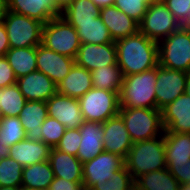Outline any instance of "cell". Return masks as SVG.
Wrapping results in <instances>:
<instances>
[{
  "label": "cell",
  "instance_id": "obj_32",
  "mask_svg": "<svg viewBox=\"0 0 190 190\" xmlns=\"http://www.w3.org/2000/svg\"><path fill=\"white\" fill-rule=\"evenodd\" d=\"M101 9L91 0H74L66 9L61 12V16L67 22L94 21L100 16Z\"/></svg>",
  "mask_w": 190,
  "mask_h": 190
},
{
  "label": "cell",
  "instance_id": "obj_10",
  "mask_svg": "<svg viewBox=\"0 0 190 190\" xmlns=\"http://www.w3.org/2000/svg\"><path fill=\"white\" fill-rule=\"evenodd\" d=\"M125 166V159L111 152L103 151L83 164V186L89 190L95 183H104L114 172Z\"/></svg>",
  "mask_w": 190,
  "mask_h": 190
},
{
  "label": "cell",
  "instance_id": "obj_6",
  "mask_svg": "<svg viewBox=\"0 0 190 190\" xmlns=\"http://www.w3.org/2000/svg\"><path fill=\"white\" fill-rule=\"evenodd\" d=\"M42 45L54 52L76 59L81 43L76 29L59 16L43 25Z\"/></svg>",
  "mask_w": 190,
  "mask_h": 190
},
{
  "label": "cell",
  "instance_id": "obj_42",
  "mask_svg": "<svg viewBox=\"0 0 190 190\" xmlns=\"http://www.w3.org/2000/svg\"><path fill=\"white\" fill-rule=\"evenodd\" d=\"M48 190H85L83 181H68L64 178L54 177Z\"/></svg>",
  "mask_w": 190,
  "mask_h": 190
},
{
  "label": "cell",
  "instance_id": "obj_40",
  "mask_svg": "<svg viewBox=\"0 0 190 190\" xmlns=\"http://www.w3.org/2000/svg\"><path fill=\"white\" fill-rule=\"evenodd\" d=\"M16 76L5 56H0V88L16 84Z\"/></svg>",
  "mask_w": 190,
  "mask_h": 190
},
{
  "label": "cell",
  "instance_id": "obj_54",
  "mask_svg": "<svg viewBox=\"0 0 190 190\" xmlns=\"http://www.w3.org/2000/svg\"><path fill=\"white\" fill-rule=\"evenodd\" d=\"M148 6H150L153 2H156L158 0H143Z\"/></svg>",
  "mask_w": 190,
  "mask_h": 190
},
{
  "label": "cell",
  "instance_id": "obj_14",
  "mask_svg": "<svg viewBox=\"0 0 190 190\" xmlns=\"http://www.w3.org/2000/svg\"><path fill=\"white\" fill-rule=\"evenodd\" d=\"M75 63L90 72L108 65H117L115 43L81 44Z\"/></svg>",
  "mask_w": 190,
  "mask_h": 190
},
{
  "label": "cell",
  "instance_id": "obj_19",
  "mask_svg": "<svg viewBox=\"0 0 190 190\" xmlns=\"http://www.w3.org/2000/svg\"><path fill=\"white\" fill-rule=\"evenodd\" d=\"M100 17L114 42L134 35L139 31V23L127 16L115 5L102 8Z\"/></svg>",
  "mask_w": 190,
  "mask_h": 190
},
{
  "label": "cell",
  "instance_id": "obj_7",
  "mask_svg": "<svg viewBox=\"0 0 190 190\" xmlns=\"http://www.w3.org/2000/svg\"><path fill=\"white\" fill-rule=\"evenodd\" d=\"M10 48L37 47L42 44L43 23L25 15L6 10L2 19Z\"/></svg>",
  "mask_w": 190,
  "mask_h": 190
},
{
  "label": "cell",
  "instance_id": "obj_1",
  "mask_svg": "<svg viewBox=\"0 0 190 190\" xmlns=\"http://www.w3.org/2000/svg\"><path fill=\"white\" fill-rule=\"evenodd\" d=\"M114 43L117 64L123 76L141 73L158 66V43L140 31Z\"/></svg>",
  "mask_w": 190,
  "mask_h": 190
},
{
  "label": "cell",
  "instance_id": "obj_5",
  "mask_svg": "<svg viewBox=\"0 0 190 190\" xmlns=\"http://www.w3.org/2000/svg\"><path fill=\"white\" fill-rule=\"evenodd\" d=\"M158 65L190 71V30L180 27L158 43Z\"/></svg>",
  "mask_w": 190,
  "mask_h": 190
},
{
  "label": "cell",
  "instance_id": "obj_30",
  "mask_svg": "<svg viewBox=\"0 0 190 190\" xmlns=\"http://www.w3.org/2000/svg\"><path fill=\"white\" fill-rule=\"evenodd\" d=\"M92 86L94 88L120 92L123 74L117 65H108L91 71Z\"/></svg>",
  "mask_w": 190,
  "mask_h": 190
},
{
  "label": "cell",
  "instance_id": "obj_33",
  "mask_svg": "<svg viewBox=\"0 0 190 190\" xmlns=\"http://www.w3.org/2000/svg\"><path fill=\"white\" fill-rule=\"evenodd\" d=\"M24 127L19 117H1L0 122V141L6 146L12 145L26 139Z\"/></svg>",
  "mask_w": 190,
  "mask_h": 190
},
{
  "label": "cell",
  "instance_id": "obj_3",
  "mask_svg": "<svg viewBox=\"0 0 190 190\" xmlns=\"http://www.w3.org/2000/svg\"><path fill=\"white\" fill-rule=\"evenodd\" d=\"M157 67L129 76H123L119 92L120 107L157 108L155 84Z\"/></svg>",
  "mask_w": 190,
  "mask_h": 190
},
{
  "label": "cell",
  "instance_id": "obj_21",
  "mask_svg": "<svg viewBox=\"0 0 190 190\" xmlns=\"http://www.w3.org/2000/svg\"><path fill=\"white\" fill-rule=\"evenodd\" d=\"M51 147L43 141L24 139L10 147L8 157L23 167L48 161Z\"/></svg>",
  "mask_w": 190,
  "mask_h": 190
},
{
  "label": "cell",
  "instance_id": "obj_43",
  "mask_svg": "<svg viewBox=\"0 0 190 190\" xmlns=\"http://www.w3.org/2000/svg\"><path fill=\"white\" fill-rule=\"evenodd\" d=\"M10 49L7 31L3 22H0V56H5Z\"/></svg>",
  "mask_w": 190,
  "mask_h": 190
},
{
  "label": "cell",
  "instance_id": "obj_23",
  "mask_svg": "<svg viewBox=\"0 0 190 190\" xmlns=\"http://www.w3.org/2000/svg\"><path fill=\"white\" fill-rule=\"evenodd\" d=\"M54 177L68 181H83V164L77 158L55 147L51 148L49 159Z\"/></svg>",
  "mask_w": 190,
  "mask_h": 190
},
{
  "label": "cell",
  "instance_id": "obj_13",
  "mask_svg": "<svg viewBox=\"0 0 190 190\" xmlns=\"http://www.w3.org/2000/svg\"><path fill=\"white\" fill-rule=\"evenodd\" d=\"M46 104L48 116L57 119L66 129H77L83 124L78 99L56 93Z\"/></svg>",
  "mask_w": 190,
  "mask_h": 190
},
{
  "label": "cell",
  "instance_id": "obj_20",
  "mask_svg": "<svg viewBox=\"0 0 190 190\" xmlns=\"http://www.w3.org/2000/svg\"><path fill=\"white\" fill-rule=\"evenodd\" d=\"M79 129L81 143L77 153V158L82 164H84L104 151L103 123L84 121Z\"/></svg>",
  "mask_w": 190,
  "mask_h": 190
},
{
  "label": "cell",
  "instance_id": "obj_28",
  "mask_svg": "<svg viewBox=\"0 0 190 190\" xmlns=\"http://www.w3.org/2000/svg\"><path fill=\"white\" fill-rule=\"evenodd\" d=\"M53 179L54 173L49 161H43L23 168L21 187L48 190Z\"/></svg>",
  "mask_w": 190,
  "mask_h": 190
},
{
  "label": "cell",
  "instance_id": "obj_25",
  "mask_svg": "<svg viewBox=\"0 0 190 190\" xmlns=\"http://www.w3.org/2000/svg\"><path fill=\"white\" fill-rule=\"evenodd\" d=\"M166 164H190V133L164 132Z\"/></svg>",
  "mask_w": 190,
  "mask_h": 190
},
{
  "label": "cell",
  "instance_id": "obj_11",
  "mask_svg": "<svg viewBox=\"0 0 190 190\" xmlns=\"http://www.w3.org/2000/svg\"><path fill=\"white\" fill-rule=\"evenodd\" d=\"M186 72L157 66L155 84L157 109L162 110L180 95L184 94Z\"/></svg>",
  "mask_w": 190,
  "mask_h": 190
},
{
  "label": "cell",
  "instance_id": "obj_26",
  "mask_svg": "<svg viewBox=\"0 0 190 190\" xmlns=\"http://www.w3.org/2000/svg\"><path fill=\"white\" fill-rule=\"evenodd\" d=\"M68 23L76 29L81 44L114 43L100 16L94 18V21Z\"/></svg>",
  "mask_w": 190,
  "mask_h": 190
},
{
  "label": "cell",
  "instance_id": "obj_39",
  "mask_svg": "<svg viewBox=\"0 0 190 190\" xmlns=\"http://www.w3.org/2000/svg\"><path fill=\"white\" fill-rule=\"evenodd\" d=\"M172 15L182 23L190 11V0H162Z\"/></svg>",
  "mask_w": 190,
  "mask_h": 190
},
{
  "label": "cell",
  "instance_id": "obj_45",
  "mask_svg": "<svg viewBox=\"0 0 190 190\" xmlns=\"http://www.w3.org/2000/svg\"><path fill=\"white\" fill-rule=\"evenodd\" d=\"M98 8L102 9L108 6H114L115 0H91Z\"/></svg>",
  "mask_w": 190,
  "mask_h": 190
},
{
  "label": "cell",
  "instance_id": "obj_18",
  "mask_svg": "<svg viewBox=\"0 0 190 190\" xmlns=\"http://www.w3.org/2000/svg\"><path fill=\"white\" fill-rule=\"evenodd\" d=\"M5 9L46 24L61 16L52 0H6Z\"/></svg>",
  "mask_w": 190,
  "mask_h": 190
},
{
  "label": "cell",
  "instance_id": "obj_46",
  "mask_svg": "<svg viewBox=\"0 0 190 190\" xmlns=\"http://www.w3.org/2000/svg\"><path fill=\"white\" fill-rule=\"evenodd\" d=\"M10 147L6 146V143L0 141V160L7 158L9 155Z\"/></svg>",
  "mask_w": 190,
  "mask_h": 190
},
{
  "label": "cell",
  "instance_id": "obj_22",
  "mask_svg": "<svg viewBox=\"0 0 190 190\" xmlns=\"http://www.w3.org/2000/svg\"><path fill=\"white\" fill-rule=\"evenodd\" d=\"M27 140L42 141L41 125L48 117L47 104L43 101H27L19 116Z\"/></svg>",
  "mask_w": 190,
  "mask_h": 190
},
{
  "label": "cell",
  "instance_id": "obj_35",
  "mask_svg": "<svg viewBox=\"0 0 190 190\" xmlns=\"http://www.w3.org/2000/svg\"><path fill=\"white\" fill-rule=\"evenodd\" d=\"M134 184L131 173L124 166L114 172L112 177L104 183H95L89 190H130Z\"/></svg>",
  "mask_w": 190,
  "mask_h": 190
},
{
  "label": "cell",
  "instance_id": "obj_52",
  "mask_svg": "<svg viewBox=\"0 0 190 190\" xmlns=\"http://www.w3.org/2000/svg\"><path fill=\"white\" fill-rule=\"evenodd\" d=\"M130 190H145V189L140 188V187L134 182V184L130 187Z\"/></svg>",
  "mask_w": 190,
  "mask_h": 190
},
{
  "label": "cell",
  "instance_id": "obj_16",
  "mask_svg": "<svg viewBox=\"0 0 190 190\" xmlns=\"http://www.w3.org/2000/svg\"><path fill=\"white\" fill-rule=\"evenodd\" d=\"M165 131L190 133V96L182 94L162 110Z\"/></svg>",
  "mask_w": 190,
  "mask_h": 190
},
{
  "label": "cell",
  "instance_id": "obj_47",
  "mask_svg": "<svg viewBox=\"0 0 190 190\" xmlns=\"http://www.w3.org/2000/svg\"><path fill=\"white\" fill-rule=\"evenodd\" d=\"M184 93L190 96V71L186 73V84Z\"/></svg>",
  "mask_w": 190,
  "mask_h": 190
},
{
  "label": "cell",
  "instance_id": "obj_49",
  "mask_svg": "<svg viewBox=\"0 0 190 190\" xmlns=\"http://www.w3.org/2000/svg\"><path fill=\"white\" fill-rule=\"evenodd\" d=\"M4 11H5V2L3 0H0V22L3 19Z\"/></svg>",
  "mask_w": 190,
  "mask_h": 190
},
{
  "label": "cell",
  "instance_id": "obj_17",
  "mask_svg": "<svg viewBox=\"0 0 190 190\" xmlns=\"http://www.w3.org/2000/svg\"><path fill=\"white\" fill-rule=\"evenodd\" d=\"M16 84L27 101L46 102L57 93V85L40 71L18 78Z\"/></svg>",
  "mask_w": 190,
  "mask_h": 190
},
{
  "label": "cell",
  "instance_id": "obj_44",
  "mask_svg": "<svg viewBox=\"0 0 190 190\" xmlns=\"http://www.w3.org/2000/svg\"><path fill=\"white\" fill-rule=\"evenodd\" d=\"M55 7L62 12L66 9L74 0H52Z\"/></svg>",
  "mask_w": 190,
  "mask_h": 190
},
{
  "label": "cell",
  "instance_id": "obj_8",
  "mask_svg": "<svg viewBox=\"0 0 190 190\" xmlns=\"http://www.w3.org/2000/svg\"><path fill=\"white\" fill-rule=\"evenodd\" d=\"M84 121L104 123L119 114V92L92 87L78 99Z\"/></svg>",
  "mask_w": 190,
  "mask_h": 190
},
{
  "label": "cell",
  "instance_id": "obj_41",
  "mask_svg": "<svg viewBox=\"0 0 190 190\" xmlns=\"http://www.w3.org/2000/svg\"><path fill=\"white\" fill-rule=\"evenodd\" d=\"M168 171L176 178L179 184H190V164H166Z\"/></svg>",
  "mask_w": 190,
  "mask_h": 190
},
{
  "label": "cell",
  "instance_id": "obj_38",
  "mask_svg": "<svg viewBox=\"0 0 190 190\" xmlns=\"http://www.w3.org/2000/svg\"><path fill=\"white\" fill-rule=\"evenodd\" d=\"M80 143V129H66L64 135L60 139V142L57 144L55 148L64 153L77 156Z\"/></svg>",
  "mask_w": 190,
  "mask_h": 190
},
{
  "label": "cell",
  "instance_id": "obj_53",
  "mask_svg": "<svg viewBox=\"0 0 190 190\" xmlns=\"http://www.w3.org/2000/svg\"><path fill=\"white\" fill-rule=\"evenodd\" d=\"M21 190H44V189L21 187Z\"/></svg>",
  "mask_w": 190,
  "mask_h": 190
},
{
  "label": "cell",
  "instance_id": "obj_51",
  "mask_svg": "<svg viewBox=\"0 0 190 190\" xmlns=\"http://www.w3.org/2000/svg\"><path fill=\"white\" fill-rule=\"evenodd\" d=\"M178 190H190V184H181Z\"/></svg>",
  "mask_w": 190,
  "mask_h": 190
},
{
  "label": "cell",
  "instance_id": "obj_50",
  "mask_svg": "<svg viewBox=\"0 0 190 190\" xmlns=\"http://www.w3.org/2000/svg\"><path fill=\"white\" fill-rule=\"evenodd\" d=\"M0 190H21V187L5 186V187H0Z\"/></svg>",
  "mask_w": 190,
  "mask_h": 190
},
{
  "label": "cell",
  "instance_id": "obj_29",
  "mask_svg": "<svg viewBox=\"0 0 190 190\" xmlns=\"http://www.w3.org/2000/svg\"><path fill=\"white\" fill-rule=\"evenodd\" d=\"M134 182L145 190H178L180 186L167 168L148 172Z\"/></svg>",
  "mask_w": 190,
  "mask_h": 190
},
{
  "label": "cell",
  "instance_id": "obj_9",
  "mask_svg": "<svg viewBox=\"0 0 190 190\" xmlns=\"http://www.w3.org/2000/svg\"><path fill=\"white\" fill-rule=\"evenodd\" d=\"M181 27V23L168 10L162 0L153 2L139 23V31L159 43Z\"/></svg>",
  "mask_w": 190,
  "mask_h": 190
},
{
  "label": "cell",
  "instance_id": "obj_15",
  "mask_svg": "<svg viewBox=\"0 0 190 190\" xmlns=\"http://www.w3.org/2000/svg\"><path fill=\"white\" fill-rule=\"evenodd\" d=\"M132 141L122 117L118 114L103 123V148L126 159Z\"/></svg>",
  "mask_w": 190,
  "mask_h": 190
},
{
  "label": "cell",
  "instance_id": "obj_34",
  "mask_svg": "<svg viewBox=\"0 0 190 190\" xmlns=\"http://www.w3.org/2000/svg\"><path fill=\"white\" fill-rule=\"evenodd\" d=\"M23 166L9 157L0 160V187H21Z\"/></svg>",
  "mask_w": 190,
  "mask_h": 190
},
{
  "label": "cell",
  "instance_id": "obj_31",
  "mask_svg": "<svg viewBox=\"0 0 190 190\" xmlns=\"http://www.w3.org/2000/svg\"><path fill=\"white\" fill-rule=\"evenodd\" d=\"M27 100L17 84L0 88V114L2 117H18Z\"/></svg>",
  "mask_w": 190,
  "mask_h": 190
},
{
  "label": "cell",
  "instance_id": "obj_2",
  "mask_svg": "<svg viewBox=\"0 0 190 190\" xmlns=\"http://www.w3.org/2000/svg\"><path fill=\"white\" fill-rule=\"evenodd\" d=\"M125 167L134 181L148 172L167 168L164 135L133 143Z\"/></svg>",
  "mask_w": 190,
  "mask_h": 190
},
{
  "label": "cell",
  "instance_id": "obj_36",
  "mask_svg": "<svg viewBox=\"0 0 190 190\" xmlns=\"http://www.w3.org/2000/svg\"><path fill=\"white\" fill-rule=\"evenodd\" d=\"M65 131L64 125L57 119L48 116L41 125L42 141L51 148L56 147Z\"/></svg>",
  "mask_w": 190,
  "mask_h": 190
},
{
  "label": "cell",
  "instance_id": "obj_48",
  "mask_svg": "<svg viewBox=\"0 0 190 190\" xmlns=\"http://www.w3.org/2000/svg\"><path fill=\"white\" fill-rule=\"evenodd\" d=\"M181 27L190 30V11L185 20L181 23Z\"/></svg>",
  "mask_w": 190,
  "mask_h": 190
},
{
  "label": "cell",
  "instance_id": "obj_24",
  "mask_svg": "<svg viewBox=\"0 0 190 190\" xmlns=\"http://www.w3.org/2000/svg\"><path fill=\"white\" fill-rule=\"evenodd\" d=\"M91 72L76 63L57 85V93L79 99L92 88Z\"/></svg>",
  "mask_w": 190,
  "mask_h": 190
},
{
  "label": "cell",
  "instance_id": "obj_37",
  "mask_svg": "<svg viewBox=\"0 0 190 190\" xmlns=\"http://www.w3.org/2000/svg\"><path fill=\"white\" fill-rule=\"evenodd\" d=\"M115 6L138 23L142 21L148 8L143 0H115Z\"/></svg>",
  "mask_w": 190,
  "mask_h": 190
},
{
  "label": "cell",
  "instance_id": "obj_12",
  "mask_svg": "<svg viewBox=\"0 0 190 190\" xmlns=\"http://www.w3.org/2000/svg\"><path fill=\"white\" fill-rule=\"evenodd\" d=\"M37 71L44 73L58 85L75 64V59L64 56L40 44L36 47Z\"/></svg>",
  "mask_w": 190,
  "mask_h": 190
},
{
  "label": "cell",
  "instance_id": "obj_4",
  "mask_svg": "<svg viewBox=\"0 0 190 190\" xmlns=\"http://www.w3.org/2000/svg\"><path fill=\"white\" fill-rule=\"evenodd\" d=\"M119 115L124 121L132 143L164 134L162 112L157 108L120 107Z\"/></svg>",
  "mask_w": 190,
  "mask_h": 190
},
{
  "label": "cell",
  "instance_id": "obj_27",
  "mask_svg": "<svg viewBox=\"0 0 190 190\" xmlns=\"http://www.w3.org/2000/svg\"><path fill=\"white\" fill-rule=\"evenodd\" d=\"M5 57L17 79L37 71L36 47L10 48Z\"/></svg>",
  "mask_w": 190,
  "mask_h": 190
}]
</instances>
